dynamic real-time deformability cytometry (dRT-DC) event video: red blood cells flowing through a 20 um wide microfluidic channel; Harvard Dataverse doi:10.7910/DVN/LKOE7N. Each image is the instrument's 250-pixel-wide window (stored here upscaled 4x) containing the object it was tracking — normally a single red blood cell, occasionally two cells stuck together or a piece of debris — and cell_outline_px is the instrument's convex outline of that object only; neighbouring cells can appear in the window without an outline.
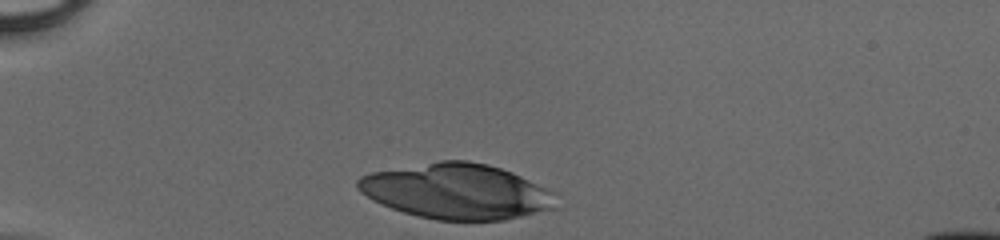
{"species": "human", "species_latin": "Homo sapiens", "temperature_condition": "cold", "stored_images_in_passage": 29, "camera_frame_rate_fps": 3000, "um_per_image_px": 0.085, "donor": {"sex": "male"}, "frame": {"image": 1, "passage_image": 1, "time_ms": 0.0, "image_size_px": [1000, 240], "cell_outline_px": [[556, 208], [504, 220], [436, 220], [416, 216], [380, 204], [372, 200], [360, 192], [356, 188], [356, 180], [360, 176], [372, 172], [440, 160], [468, 160], [488, 164], [512, 172], [552, 192]], "centroid_in_image_um": [38.75, 16.26], "position_along_channel_um": 46.2, "area_um2": 63.7}}